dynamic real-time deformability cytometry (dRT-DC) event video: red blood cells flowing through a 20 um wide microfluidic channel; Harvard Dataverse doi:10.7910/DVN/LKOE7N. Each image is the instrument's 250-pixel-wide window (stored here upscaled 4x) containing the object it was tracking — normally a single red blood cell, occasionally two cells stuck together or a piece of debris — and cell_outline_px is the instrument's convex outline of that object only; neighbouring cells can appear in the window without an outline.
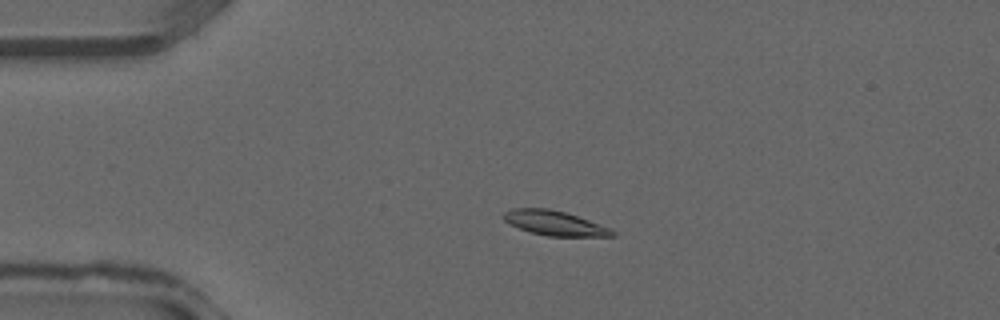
{"species": "common noctule bat (a hibernating species)", "species_latin": "Nyctalus noctula", "temperature_condition": "warm", "stored_images_in_passage": 37, "camera_frame_rate_fps": 3000, "um_per_image_px": 0.085, "animal": {"sex": "male", "forearm_length_mm": 52.5}, "frame": {"image": 1, "passage_image": 8, "time_ms": 2.333, "image_size_px": [1000, 320], "cell_outline_px": [[616, 236], [548, 236], [532, 232], [520, 228], [504, 220], [500, 216], [504, 212], [512, 208], [548, 208], [564, 212], [588, 220], [608, 228], [616, 232]], "centroid_in_image_um": [47.1, 18.95], "position_along_channel_um": 37.9, "area_um2": 15.32}}
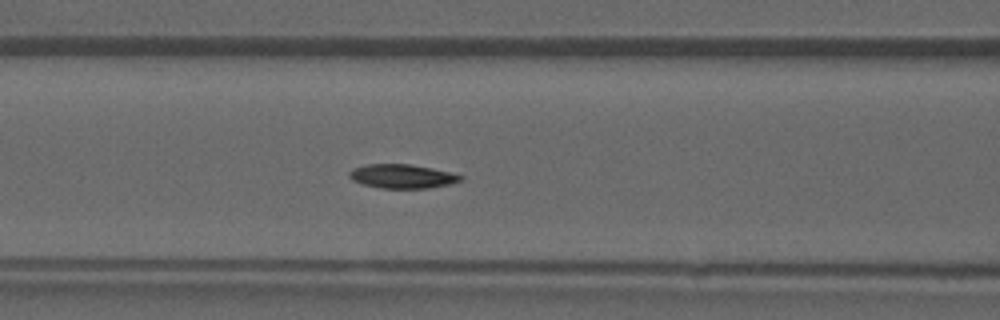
{"frame": {"image": 2, "passage_image": 15, "time_ms": 4.667, "image_size_px": [1000, 320], "cell_outline_px": [[464, 180], [448, 184], [428, 188], [380, 188], [364, 184], [352, 180], [348, 176], [348, 172], [352, 168], [368, 164], [412, 164], [432, 168], [464, 176]], "centroid_in_image_um": [34.17, 14.98], "position_along_channel_um": 132.4, "area_um2": 15.55}}
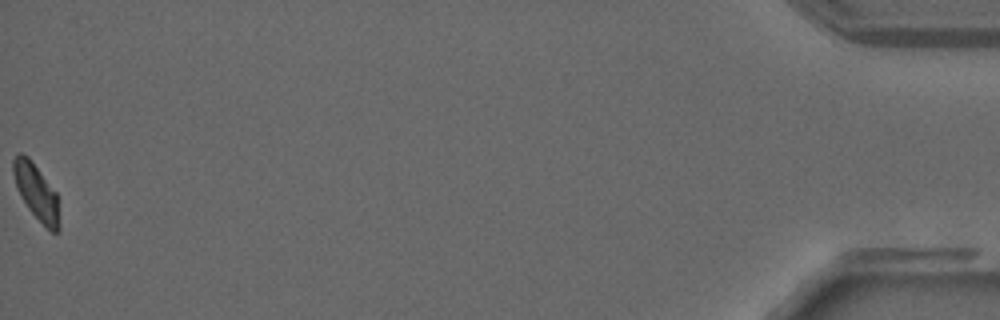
{"frame": {"image": 3, "passage_image": 37, "time_ms": 12.0, "image_size_px": [1000, 320], "cell_outline_px": [[60, 232], [52, 232], [28, 208], [16, 188], [12, 172], [12, 160], [20, 152], [28, 156], [56, 192], [60, 224]], "centroid_in_image_um": [3.08, 16.3], "position_along_channel_um": 432.1, "area_um2": 14.8}}